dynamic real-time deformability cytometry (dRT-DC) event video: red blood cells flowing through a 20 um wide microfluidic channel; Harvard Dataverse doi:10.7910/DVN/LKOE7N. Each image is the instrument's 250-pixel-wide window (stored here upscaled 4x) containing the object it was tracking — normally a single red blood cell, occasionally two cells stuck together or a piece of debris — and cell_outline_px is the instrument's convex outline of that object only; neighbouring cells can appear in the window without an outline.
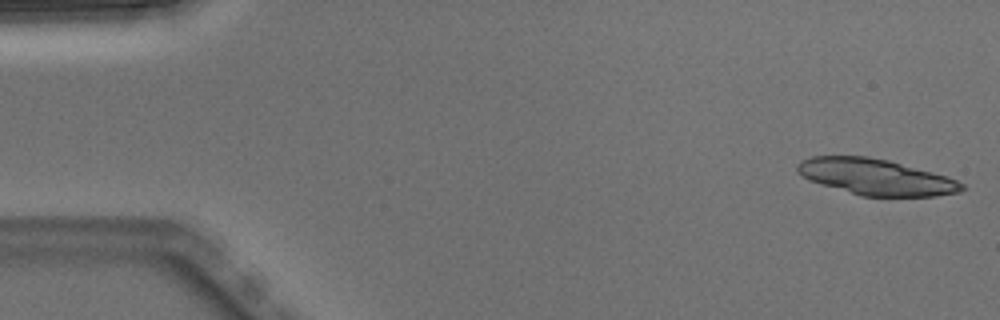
{"species": "Egyptian fruit bat (a non-hibernating species)", "species_latin": "Rousettus aegyptiacus", "temperature_condition": "warm", "stored_images_in_passage": 4, "camera_frame_rate_fps": 3000, "um_per_image_px": 0.085, "animal": {"sex": "male"}, "frame": {"image": 1, "passage_image": 1, "time_ms": 0.0, "image_size_px": [1000, 320], "cell_outline_px": [[964, 188], [960, 192], [936, 196], [860, 196], [820, 184], [808, 180], [796, 172], [796, 164], [800, 160], [812, 156], [868, 156], [888, 160], [948, 176], [964, 184]], "centroid_in_image_um": [74.41, 15.04], "position_along_channel_um": 10.6, "area_um2": 34.74}}